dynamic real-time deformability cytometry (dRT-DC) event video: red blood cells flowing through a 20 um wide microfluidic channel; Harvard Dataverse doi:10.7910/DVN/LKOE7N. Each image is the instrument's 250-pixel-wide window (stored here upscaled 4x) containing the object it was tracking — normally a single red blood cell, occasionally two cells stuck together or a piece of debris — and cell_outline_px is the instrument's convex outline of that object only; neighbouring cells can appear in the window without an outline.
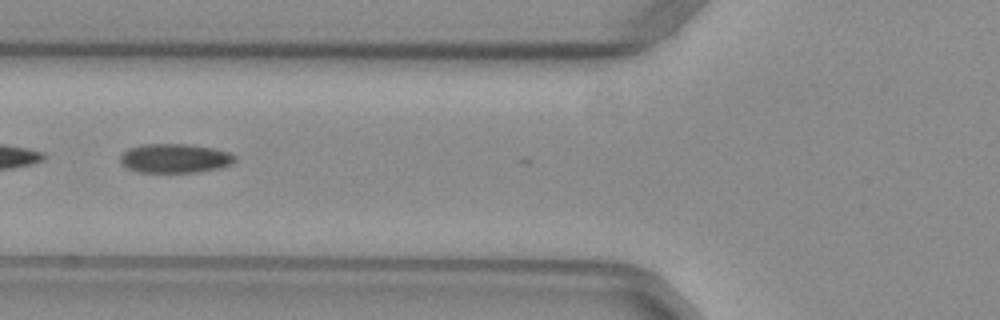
{"species": "common noctule bat (a hibernating species)", "species_latin": "Nyctalus noctula", "temperature_condition": "warm", "stored_images_in_passage": 26, "camera_frame_rate_fps": 3000, "um_per_image_px": 0.085, "animal": {"sex": "female", "body_mass_g": 29.2, "forearm_length_mm": 56.3}, "frame": {"image": 1, "passage_image": 8, "time_ms": 2.333, "image_size_px": [1000, 320], "cell_outline_px": [[236, 160], [232, 164], [220, 168], [200, 172], [136, 172], [128, 168], [120, 160], [120, 156], [128, 148], [144, 144], [188, 144], [212, 148], [228, 152], [236, 156]], "centroid_in_image_um": [14.89, 13.46], "position_along_channel_um": 110.9, "area_um2": 19.48}}